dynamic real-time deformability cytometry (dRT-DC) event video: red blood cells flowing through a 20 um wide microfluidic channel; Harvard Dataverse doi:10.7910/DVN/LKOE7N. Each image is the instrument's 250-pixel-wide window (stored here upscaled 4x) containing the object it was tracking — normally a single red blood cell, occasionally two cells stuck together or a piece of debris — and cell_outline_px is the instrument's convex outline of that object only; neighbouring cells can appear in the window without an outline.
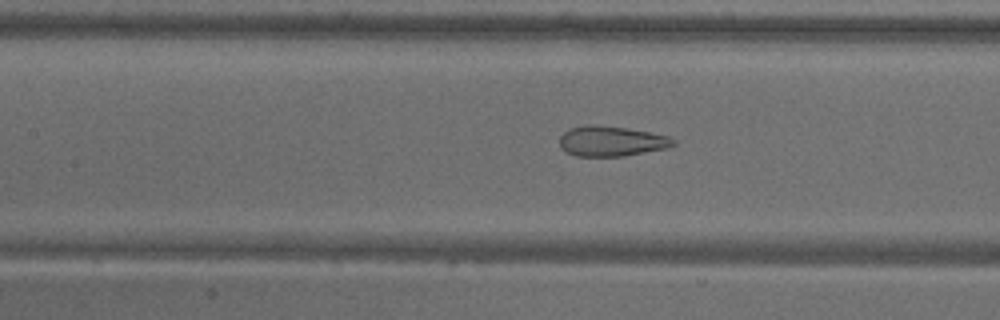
{"species": "common noctule bat (a hibernating species)", "species_latin": "Nyctalus noctula", "temperature_condition": "warm", "stored_images_in_passage": 55, "camera_frame_rate_fps": 3000, "um_per_image_px": 0.085, "animal": {"sex": "male", "body_mass_g": 18.8}, "frame": {"image": 1, "passage_image": 25, "time_ms": 8.0, "image_size_px": [1000, 320], "cell_outline_px": [[676, 144], [668, 148], [624, 156], [576, 156], [560, 148], [560, 136], [568, 128], [588, 124], [592, 124], [628, 128], [668, 136], [676, 140]], "centroid_in_image_um": [51.96, 11.99], "position_along_channel_um": 155.4, "area_um2": 20.11}}
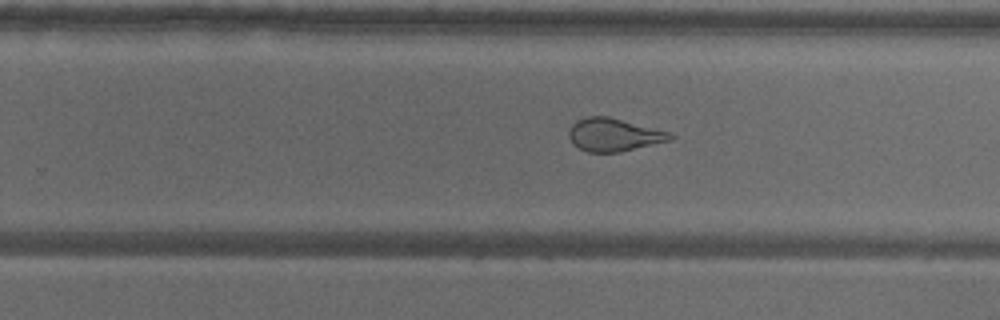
{"frame": {"image": 2, "passage_image": 35, "time_ms": 11.333, "image_size_px": [1000, 320], "cell_outline_px": [[676, 136], [672, 140], [620, 152], [588, 152], [572, 144], [568, 136], [568, 132], [572, 124], [576, 120], [588, 116], [608, 116], [668, 132]], "centroid_in_image_um": [52.15, 11.46], "position_along_channel_um": 277.7, "area_um2": 19.42}}
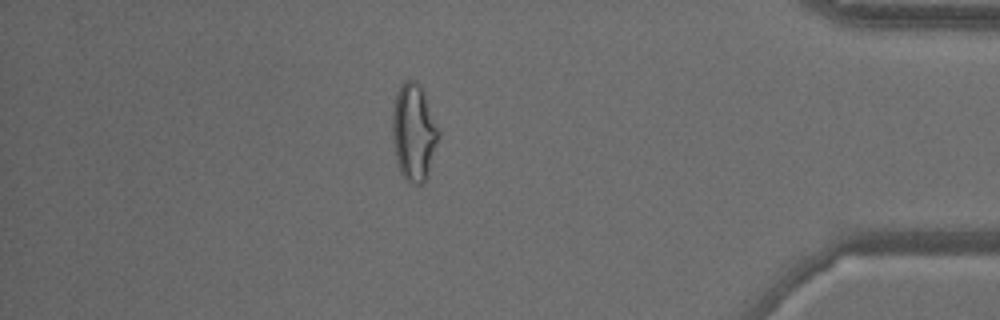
{"frame": {"image": 3, "passage_image": 48, "time_ms": 15.667, "image_size_px": [1000, 320], "cell_outline_px": [[440, 132], [428, 176], [420, 184], [412, 184], [400, 172], [396, 160], [392, 140], [392, 108], [396, 92], [404, 80], [416, 80], [420, 84], [424, 92]], "centroid_in_image_um": [35.16, 11.21], "position_along_channel_um": 400.0, "area_um2": 26.3}, "authors_computed_cell_mechanics": {"area_um2": 24.854, "velocity_mm_per_s": 3.6811, "shape_relaxation_time_tau1_ms": null, "shape_relaxation_time_tau2_ms": 1.0369, "deformation_change_tau1": null, "deformation_change_tau2": 0.078}}